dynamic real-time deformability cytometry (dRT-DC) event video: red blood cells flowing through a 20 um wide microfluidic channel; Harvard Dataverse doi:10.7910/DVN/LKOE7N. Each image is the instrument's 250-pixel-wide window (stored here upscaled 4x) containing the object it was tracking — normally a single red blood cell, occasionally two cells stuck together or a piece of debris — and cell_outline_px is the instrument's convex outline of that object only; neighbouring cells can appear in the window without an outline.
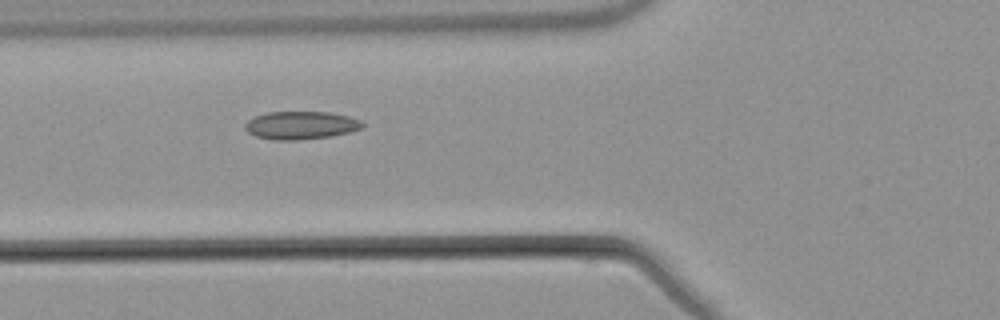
{"species": "common noctule bat (a hibernating species)", "species_latin": "Nyctalus noctula", "temperature_condition": "warm", "stored_images_in_passage": 6, "camera_frame_rate_fps": 3000, "um_per_image_px": 0.085, "animal": {"sex": "male", "body_mass_g": 21.5, "forearm_length_mm": 52.0}, "frame": {"image": 1, "passage_image": 6, "time_ms": 5.667, "image_size_px": [1000, 320], "cell_outline_px": [[364, 128], [348, 132], [328, 136], [296, 140], [272, 140], [256, 136], [248, 132], [244, 128], [244, 124], [248, 120], [256, 116], [268, 112], [328, 112], [348, 116], [360, 120], [364, 124]], "centroid_in_image_um": [25.55, 10.65], "position_along_channel_um": 100.2, "area_um2": 19.02}}